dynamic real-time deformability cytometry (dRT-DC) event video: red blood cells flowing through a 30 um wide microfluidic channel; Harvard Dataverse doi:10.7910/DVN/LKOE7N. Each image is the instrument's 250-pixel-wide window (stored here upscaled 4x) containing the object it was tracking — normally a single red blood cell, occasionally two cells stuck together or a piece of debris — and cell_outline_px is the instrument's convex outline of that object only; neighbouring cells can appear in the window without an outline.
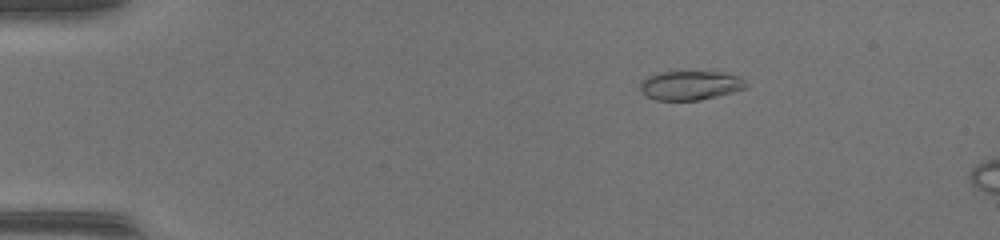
{"species": "common noctule bat (a hibernating species)", "species_latin": "Nyctalus noctula", "temperature_condition": "warm", "stored_images_in_passage": 15, "camera_frame_rate_fps": 3000, "um_per_image_px": 0.085, "animal": {"sex": "female", "body_mass_g": 17.0, "forearm_length_mm": 48.0}, "frame": {"image": 1, "passage_image": 9, "time_ms": 2.667, "image_size_px": [1000, 240], "cell_outline_px": [[748, 84], [744, 88], [732, 92], [700, 100], [656, 100], [640, 92], [640, 80], [648, 76], [660, 72], [716, 72], [736, 76], [744, 80]], "centroid_in_image_um": [58.61, 7.26], "position_along_channel_um": 26.4, "area_um2": 17.74}}